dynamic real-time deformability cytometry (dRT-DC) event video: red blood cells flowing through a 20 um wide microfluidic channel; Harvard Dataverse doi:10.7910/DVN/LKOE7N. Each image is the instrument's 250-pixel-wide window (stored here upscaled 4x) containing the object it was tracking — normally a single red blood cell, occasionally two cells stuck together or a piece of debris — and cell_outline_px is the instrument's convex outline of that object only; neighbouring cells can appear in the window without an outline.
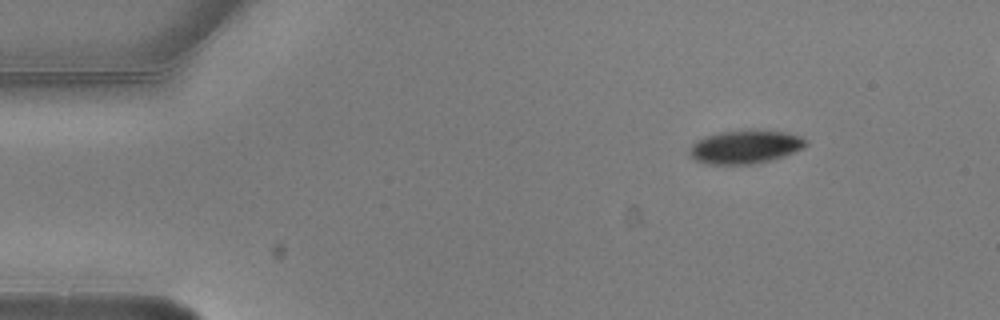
{"species": "common noctule bat (a hibernating species)", "species_latin": "Nyctalus noctula", "temperature_condition": "warm", "stored_images_in_passage": 3, "camera_frame_rate_fps": 3000, "um_per_image_px": 0.085, "animal": {"sex": "male", "body_mass_g": 20.5, "forearm_length_mm": 52.5}, "frame": {"image": 1, "passage_image": 1, "time_ms": 0.0, "image_size_px": [1000, 320], "cell_outline_px": [[808, 144], [804, 148], [784, 156], [772, 160], [752, 164], [708, 164], [696, 160], [688, 152], [688, 148], [696, 140], [704, 136], [720, 132], [748, 128], [752, 128], [784, 132], [800, 136], [808, 140]], "centroid_in_image_um": [63.36, 12.46], "position_along_channel_um": 21.6, "area_um2": 23.18}}